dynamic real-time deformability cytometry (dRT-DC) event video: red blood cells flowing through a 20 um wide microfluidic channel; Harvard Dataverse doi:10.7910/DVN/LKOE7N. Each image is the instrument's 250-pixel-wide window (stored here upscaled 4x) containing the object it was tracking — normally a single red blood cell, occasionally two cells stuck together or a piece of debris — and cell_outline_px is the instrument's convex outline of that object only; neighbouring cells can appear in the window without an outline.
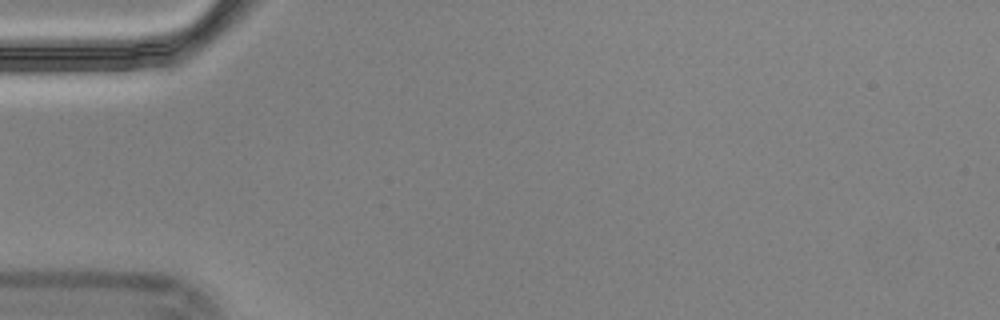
{"species": "Egyptian fruit bat (a non-hibernating species)", "species_latin": "Rousettus aegyptiacus", "temperature_condition": "cold", "stored_images_in_passage": 1, "camera_frame_rate_fps": 3000, "um_per_image_px": 0.085, "animal": {"sex": "male"}, "frame": {"image": 1, "passage_image": 1, "time_ms": 0.0, "image_size_px": [1000, 320], "cell_outline_px": [[284, 36], [272, 56], [248, 80], [224, 100], [208, 92], [212, 84], [224, 72], [252, 48], [276, 32], [284, 28]], "centroid_in_image_um": [20.91, 5.67], "position_along_channel_um": 64.1, "area_um2": 12.37}}